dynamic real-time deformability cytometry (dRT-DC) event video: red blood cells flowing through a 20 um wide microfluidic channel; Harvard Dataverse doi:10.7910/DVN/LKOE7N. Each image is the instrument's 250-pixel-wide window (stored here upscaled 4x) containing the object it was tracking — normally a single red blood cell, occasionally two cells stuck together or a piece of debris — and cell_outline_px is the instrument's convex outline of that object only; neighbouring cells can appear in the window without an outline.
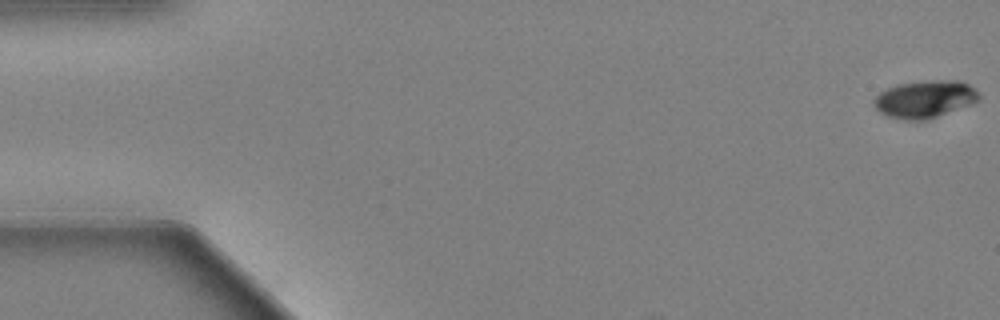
{"species": "Egyptian fruit bat (a non-hibernating species)", "species_latin": "Rousettus aegyptiacus", "temperature_condition": "warm", "stored_images_in_passage": 15, "camera_frame_rate_fps": 3000, "um_per_image_px": 0.085, "animal": {"sex": "female"}, "frame": {"image": 1, "passage_image": 1, "time_ms": 0.0, "image_size_px": [1000, 320], "cell_outline_px": [[980, 100], [972, 104], [928, 120], [904, 120], [888, 116], [880, 112], [872, 104], [872, 100], [880, 92], [896, 84], [928, 80], [960, 80], [968, 84], [980, 96]], "centroid_in_image_um": [78.6, 8.43], "position_along_channel_um": 6.4, "area_um2": 23.06}}